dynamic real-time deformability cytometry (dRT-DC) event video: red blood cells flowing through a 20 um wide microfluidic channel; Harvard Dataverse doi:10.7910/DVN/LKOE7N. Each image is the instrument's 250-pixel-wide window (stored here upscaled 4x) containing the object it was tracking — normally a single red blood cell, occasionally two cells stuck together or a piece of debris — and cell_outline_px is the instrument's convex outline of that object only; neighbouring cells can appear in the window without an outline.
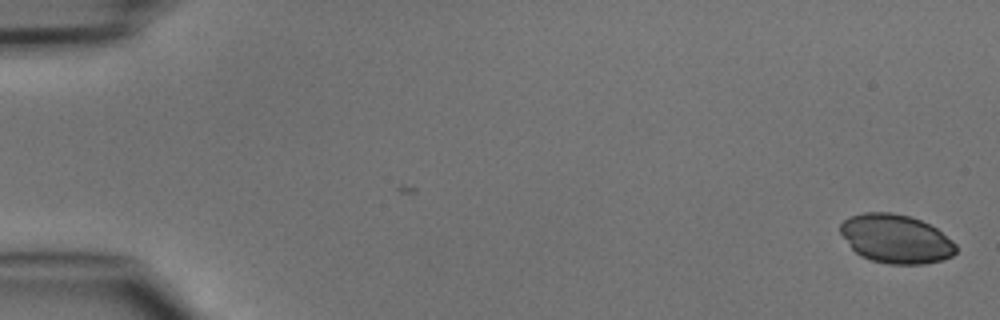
{"species": "common noctule bat (a hibernating species)", "species_latin": "Nyctalus noctula", "temperature_condition": "cold", "stored_images_in_passage": 37, "camera_frame_rate_fps": 3000, "um_per_image_px": 0.085, "animal": {"sex": "male", "body_mass_g": 15.6}, "frame": {"image": 1, "passage_image": 1, "time_ms": 0.0, "image_size_px": [1000, 320], "cell_outline_px": [[956, 252], [952, 256], [944, 260], [924, 264], [888, 264], [872, 260], [860, 256], [852, 248], [840, 232], [840, 224], [844, 220], [852, 216], [864, 212], [892, 212], [912, 216], [936, 228], [952, 240], [956, 244]], "centroid_in_image_um": [76.17, 20.3], "position_along_channel_um": 8.8, "area_um2": 32.89}}